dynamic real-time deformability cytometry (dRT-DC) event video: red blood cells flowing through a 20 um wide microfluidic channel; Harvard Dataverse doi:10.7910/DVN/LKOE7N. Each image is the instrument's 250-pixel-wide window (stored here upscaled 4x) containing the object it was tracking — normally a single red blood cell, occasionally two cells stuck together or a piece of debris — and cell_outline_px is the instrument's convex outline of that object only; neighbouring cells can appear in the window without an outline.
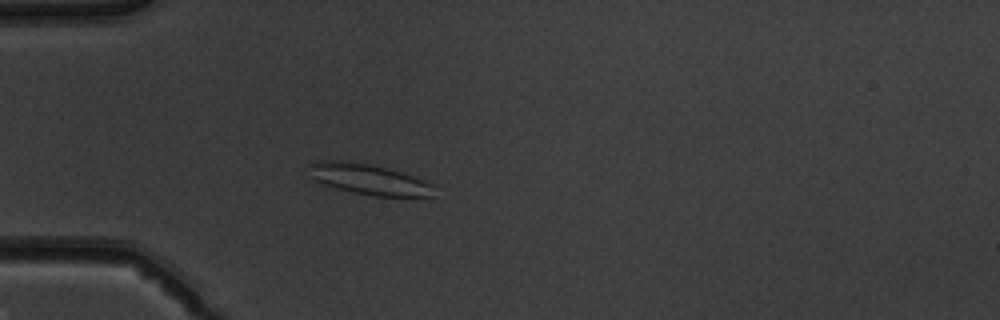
{"species": "common noctule bat (a hibernating species)", "species_latin": "Nyctalus noctula", "temperature_condition": "warm", "stored_images_in_passage": 54, "camera_frame_rate_fps": 3000, "um_per_image_px": 0.085, "animal": {"sex": "male", "body_mass_g": 19.5, "forearm_length_mm": 54.6}, "frame": {"image": 1, "passage_image": 17, "time_ms": 5.333, "image_size_px": [1000, 320], "cell_outline_px": [[436, 196], [372, 196], [324, 184], [308, 176], [308, 164], [312, 160], [340, 160], [388, 168], [412, 176], [432, 184]], "centroid_in_image_um": [31.29, 15.22], "position_along_channel_um": 53.7, "area_um2": 22.08}}
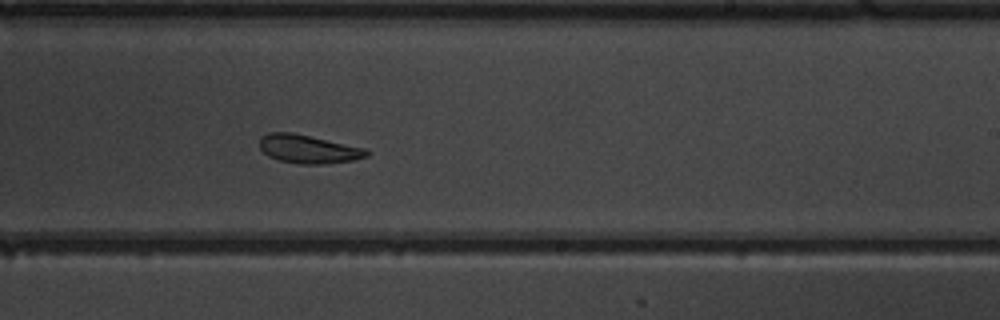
{"frame": {"image": 2, "passage_image": 34, "time_ms": 11.0, "image_size_px": [1000, 320], "cell_outline_px": [[372, 152], [368, 156], [352, 160], [324, 164], [300, 164], [280, 160], [268, 156], [260, 148], [260, 136], [268, 132], [292, 132], [368, 148]], "centroid_in_image_um": [26.25, 12.66], "position_along_channel_um": 262.8, "area_um2": 17.98}}
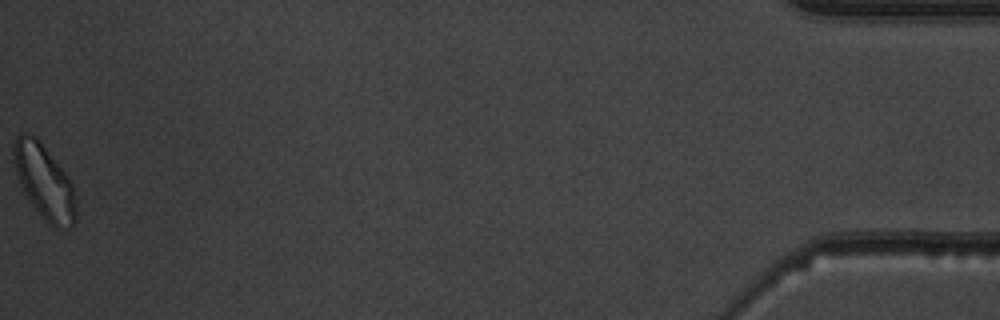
{"frame": {"image": 3, "passage_image": 54, "time_ms": 17.667, "image_size_px": [1000, 320], "cell_outline_px": [[76, 220], [72, 228], [56, 228], [44, 220], [28, 200], [24, 192], [16, 172], [12, 152], [12, 148], [16, 136], [20, 132], [28, 132], [36, 136], [40, 140], [64, 172], [72, 184], [76, 200]], "centroid_in_image_um": [3.76, 15.44], "position_along_channel_um": 431.4, "area_um2": 27.17}, "authors_computed_cell_mechanics": {"area_um2": 20.9814, "velocity_mm_per_s": 3.8979, "shape_relaxation_time_tau1_ms": 5.2535, "shape_relaxation_time_tau2_ms": 2.7868, "deformation_change_tau1": 0.1126, "deformation_change_tau2": 0.1057}}